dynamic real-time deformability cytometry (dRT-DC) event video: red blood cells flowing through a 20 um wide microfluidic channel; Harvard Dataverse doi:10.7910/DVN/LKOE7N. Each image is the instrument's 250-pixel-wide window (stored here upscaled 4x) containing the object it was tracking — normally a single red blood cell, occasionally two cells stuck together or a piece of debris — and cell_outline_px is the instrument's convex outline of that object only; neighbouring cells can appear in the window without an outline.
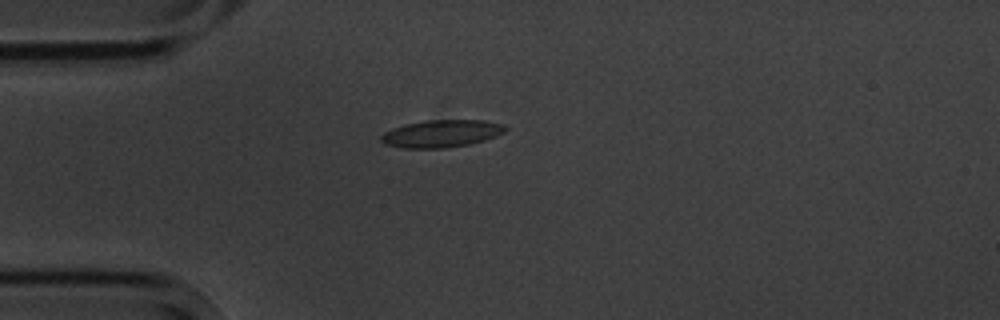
{"species": "common noctule bat (a hibernating species)", "species_latin": "Nyctalus noctula", "temperature_condition": "cold", "stored_images_in_passage": 1, "camera_frame_rate_fps": 3000, "um_per_image_px": 0.085, "animal": {"sex": "male", "body_mass_g": 20.1, "forearm_length_mm": 53.5}, "frame": {"image": 1, "passage_image": 1, "time_ms": 0.0, "image_size_px": [1000, 320], "cell_outline_px": [[508, 128], [504, 132], [496, 136], [484, 140], [468, 144], [444, 148], [400, 148], [384, 144], [380, 140], [380, 136], [384, 132], [392, 128], [404, 124], [428, 120], [484, 120], [504, 124]], "centroid_in_image_um": [37.5, 11.35], "position_along_channel_um": 47.5, "area_um2": 19.94}}